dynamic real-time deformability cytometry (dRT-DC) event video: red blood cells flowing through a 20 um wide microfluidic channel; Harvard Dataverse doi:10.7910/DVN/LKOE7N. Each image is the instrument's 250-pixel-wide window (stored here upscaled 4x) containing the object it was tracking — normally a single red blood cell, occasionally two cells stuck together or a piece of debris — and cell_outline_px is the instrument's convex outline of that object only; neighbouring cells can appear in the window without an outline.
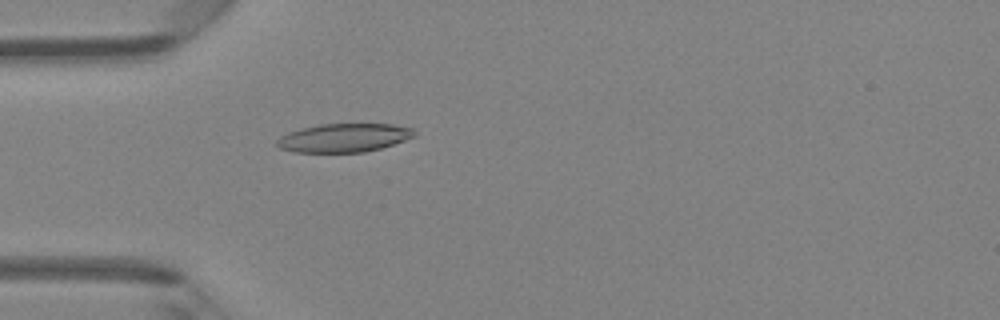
{"species": "Egyptian fruit bat (a non-hibernating species)", "species_latin": "Rousettus aegyptiacus", "temperature_condition": "room temperature", "stored_images_in_passage": 40, "camera_frame_rate_fps": 3000, "um_per_image_px": 0.085, "animal": {"sex": "female"}, "frame": {"image": 1, "passage_image": 7, "time_ms": 2.0, "image_size_px": [1000, 320], "cell_outline_px": [[416, 136], [380, 148], [364, 152], [292, 152], [280, 148], [276, 144], [276, 140], [280, 136], [288, 132], [320, 124], [392, 124], [412, 128], [416, 132]], "centroid_in_image_um": [29.22, 11.71], "position_along_channel_um": 55.8, "area_um2": 22.77}}
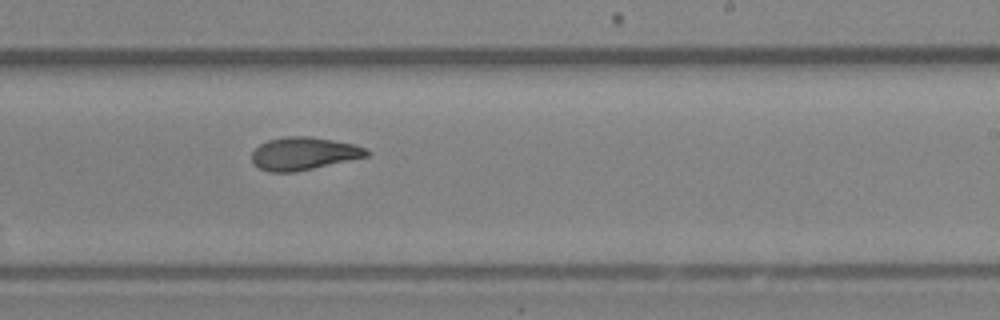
{"frame": {"image": 2, "passage_image": 22, "time_ms": 7.0, "image_size_px": [1000, 320], "cell_outline_px": [[372, 152], [368, 156], [296, 172], [268, 172], [252, 164], [252, 152], [260, 144], [268, 140], [288, 136], [308, 136], [356, 144]], "centroid_in_image_um": [25.81, 13.06], "position_along_channel_um": 263.2, "area_um2": 21.96}}
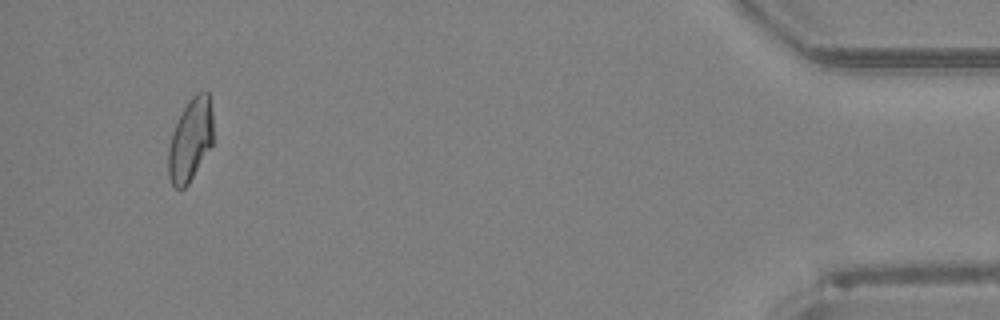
{"frame": {"image": 3, "passage_image": 38, "time_ms": 12.333, "image_size_px": [1000, 320], "cell_outline_px": [[212, 144], [188, 184], [184, 188], [176, 188], [172, 184], [168, 176], [168, 148], [172, 132], [184, 108], [192, 96], [196, 92], [204, 88], [208, 92], [212, 112]], "centroid_in_image_um": [16.18, 11.86], "position_along_channel_um": 419.0, "area_um2": 21.44}, "authors_computed_cell_mechanics": {"area_um2": 22.253, "velocity_mm_per_s": 4.2863, "shape_relaxation_time_tau1_ms": 6.7528, "shape_relaxation_time_tau2_ms": 2.1879, "deformation_change_tau1": 0.1961, "deformation_change_tau2": 0.0846}}